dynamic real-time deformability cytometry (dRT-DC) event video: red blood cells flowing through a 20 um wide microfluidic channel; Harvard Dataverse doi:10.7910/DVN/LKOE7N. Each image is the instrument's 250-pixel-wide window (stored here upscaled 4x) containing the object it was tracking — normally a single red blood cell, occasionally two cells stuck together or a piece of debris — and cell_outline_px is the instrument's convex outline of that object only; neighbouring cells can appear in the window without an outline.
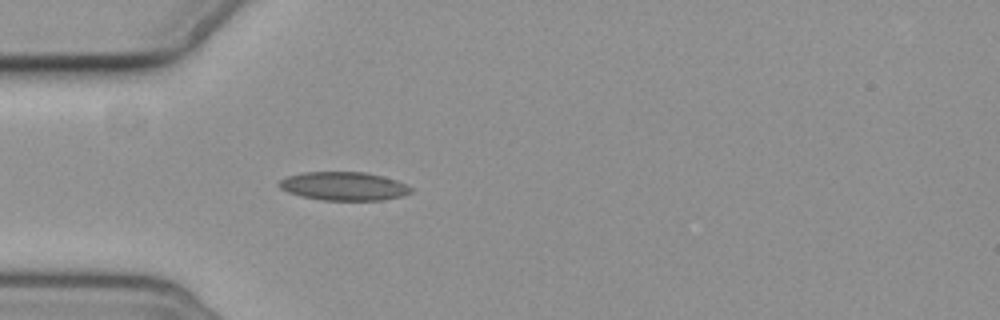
{"species": "common noctule bat (a hibernating species)", "species_latin": "Nyctalus noctula", "temperature_condition": "cold", "stored_images_in_passage": 6, "camera_frame_rate_fps": 3000, "um_per_image_px": 0.085, "animal": {"sex": "female", "body_mass_g": 19.3, "forearm_length_mm": 54.1}, "frame": {"image": 1, "passage_image": 6, "time_ms": 5.667, "image_size_px": [1000, 320], "cell_outline_px": [[412, 192], [404, 196], [384, 200], [320, 200], [300, 196], [288, 192], [280, 188], [276, 184], [280, 180], [288, 176], [304, 172], [364, 172], [396, 180], [412, 188]], "centroid_in_image_um": [29.2, 15.83], "position_along_channel_um": 55.8, "area_um2": 21.91}}